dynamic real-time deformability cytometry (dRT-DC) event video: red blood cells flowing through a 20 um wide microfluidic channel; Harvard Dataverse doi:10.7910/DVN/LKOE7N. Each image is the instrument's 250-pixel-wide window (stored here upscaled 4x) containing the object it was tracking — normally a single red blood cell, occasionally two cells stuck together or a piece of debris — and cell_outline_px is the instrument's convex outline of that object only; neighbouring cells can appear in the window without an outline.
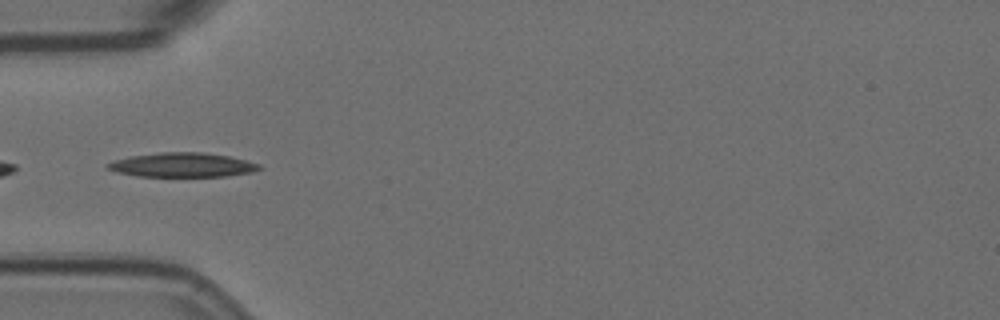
{"species": "Egyptian fruit bat (a non-hibernating species)", "species_latin": "Rousettus aegyptiacus", "temperature_condition": "room temperature", "stored_images_in_passage": 7, "camera_frame_rate_fps": 3000, "um_per_image_px": 0.085, "animal": {"sex": "female"}, "frame": {"image": 1, "passage_image": 5, "time_ms": 1.333, "image_size_px": [1000, 320], "cell_outline_px": [[264, 168], [252, 172], [224, 176], [136, 176], [116, 172], [108, 168], [104, 164], [112, 160], [132, 156], [160, 152], [204, 152], [228, 156], [260, 164]], "centroid_in_image_um": [15.48, 14.01], "position_along_channel_um": 69.5, "area_um2": 21.44}}
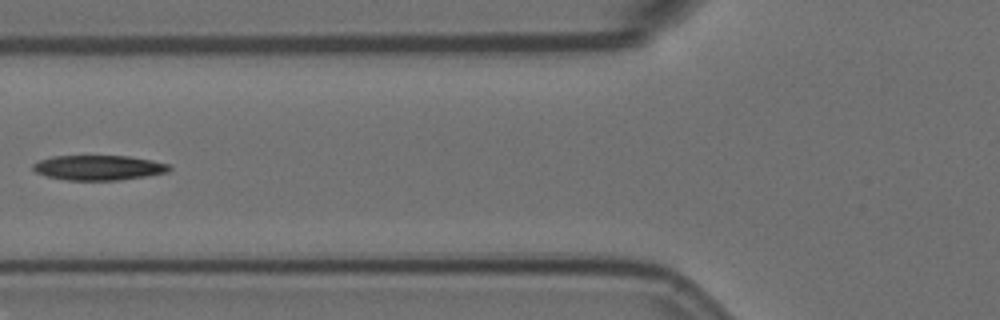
{"frame": {"image": 2, "passage_image": 6, "time_ms": 1.667, "image_size_px": [1000, 320], "cell_outline_px": [[172, 168], [168, 172], [120, 180], [68, 180], [48, 176], [36, 172], [32, 168], [32, 164], [40, 160], [52, 156], [128, 156], [152, 160], [168, 164]], "centroid_in_image_um": [8.38, 14.25], "position_along_channel_um": 117.4, "area_um2": 19.65}}
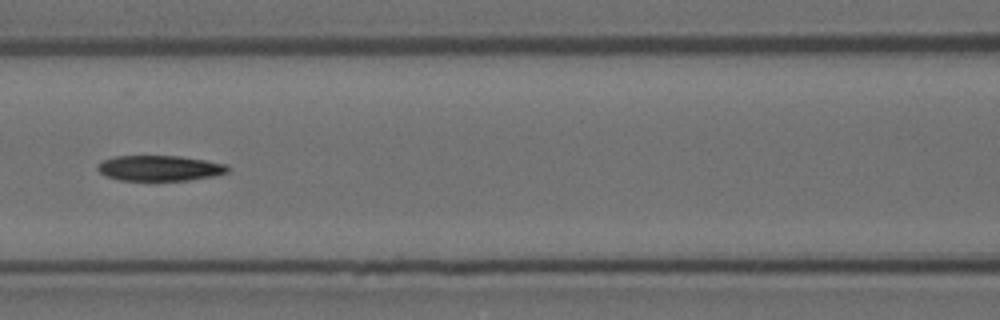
{"frame": {"image": 3, "passage_image": 7, "time_ms": 2.0, "image_size_px": [1000, 320], "cell_outline_px": [[228, 172], [216, 176], [188, 180], [120, 180], [108, 176], [100, 172], [96, 168], [96, 164], [100, 160], [112, 156], [180, 156], [228, 164]], "centroid_in_image_um": [13.55, 14.28], "position_along_channel_um": 153.1, "area_um2": 19.42}}